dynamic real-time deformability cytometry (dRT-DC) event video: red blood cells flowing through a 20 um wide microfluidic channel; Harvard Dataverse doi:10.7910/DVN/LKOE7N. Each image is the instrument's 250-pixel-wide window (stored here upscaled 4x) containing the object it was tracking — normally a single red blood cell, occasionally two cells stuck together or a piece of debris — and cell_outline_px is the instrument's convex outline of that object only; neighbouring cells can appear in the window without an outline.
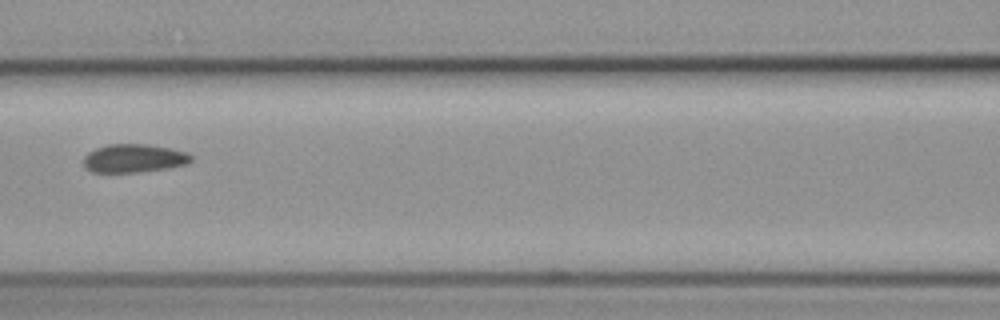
{"species": "common noctule bat (a hibernating species)", "species_latin": "Nyctalus noctula", "temperature_condition": "cold", "stored_images_in_passage": 5, "camera_frame_rate_fps": 3000, "um_per_image_px": 0.085, "animal": {"sex": "female", "body_mass_g": 19.3, "forearm_length_mm": 54.1}, "frame": {"image": 1, "passage_image": 5, "time_ms": 6.0, "image_size_px": [1000, 320], "cell_outline_px": [[192, 160], [188, 164], [168, 168], [140, 172], [92, 172], [84, 168], [84, 156], [88, 152], [96, 148], [108, 144], [148, 144], [188, 152], [192, 156]], "centroid_in_image_um": [11.38, 13.46], "position_along_channel_um": 155.2, "area_um2": 17.92}}